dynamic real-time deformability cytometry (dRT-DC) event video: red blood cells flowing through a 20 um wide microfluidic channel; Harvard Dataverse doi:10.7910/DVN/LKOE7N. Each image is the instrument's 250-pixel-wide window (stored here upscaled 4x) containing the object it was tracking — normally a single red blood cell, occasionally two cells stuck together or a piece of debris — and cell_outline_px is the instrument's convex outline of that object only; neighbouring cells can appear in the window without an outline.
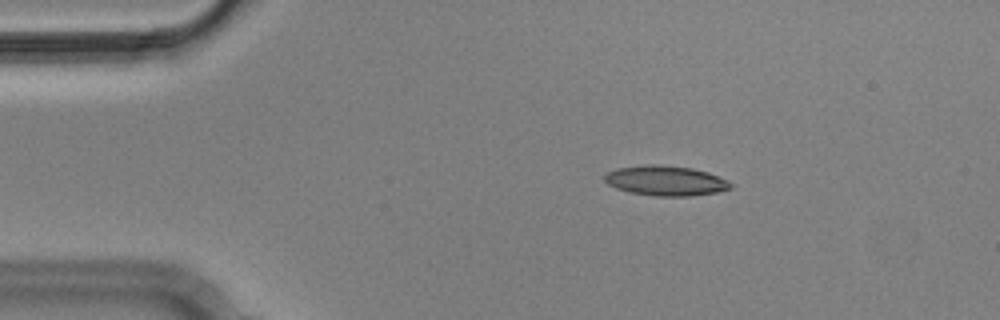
{"species": "Egyptian fruit bat (a non-hibernating species)", "species_latin": "Rousettus aegyptiacus", "temperature_condition": "cold", "stored_images_in_passage": 3, "camera_frame_rate_fps": 3000, "um_per_image_px": 0.085, "animal": {"sex": "male"}, "frame": {"image": 1, "passage_image": 2, "time_ms": 0.333, "image_size_px": [1000, 320], "cell_outline_px": [[732, 188], [716, 192], [688, 196], [656, 196], [628, 192], [616, 188], [608, 184], [604, 180], [604, 176], [608, 172], [616, 168], [644, 164], [660, 164], [692, 168], [708, 172], [728, 180], [732, 184]], "centroid_in_image_um": [56.57, 15.35], "position_along_channel_um": 28.4, "area_um2": 22.14}}